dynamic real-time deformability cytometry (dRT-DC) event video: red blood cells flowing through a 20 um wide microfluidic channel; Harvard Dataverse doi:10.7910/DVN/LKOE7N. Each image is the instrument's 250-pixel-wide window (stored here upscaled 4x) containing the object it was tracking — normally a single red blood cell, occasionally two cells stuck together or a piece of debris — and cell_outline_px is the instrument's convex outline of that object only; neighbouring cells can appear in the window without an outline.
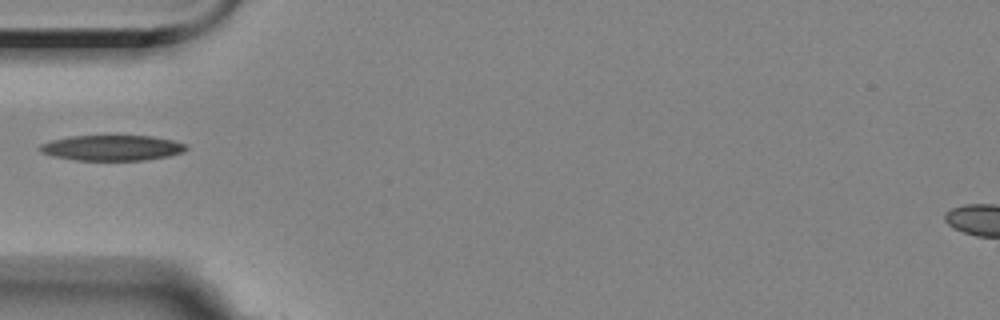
{"species": "Egyptian fruit bat (a non-hibernating species)", "species_latin": "Rousettus aegyptiacus", "temperature_condition": "room temperature", "stored_images_in_passage": 1, "camera_frame_rate_fps": 3000, "um_per_image_px": 0.085, "animal": {"sex": "female"}, "frame": {"image": 1, "passage_image": 1, "time_ms": 0.0, "image_size_px": [1000, 320], "cell_outline_px": [[188, 148], [184, 152], [168, 156], [144, 160], [76, 160], [52, 156], [40, 152], [40, 144], [52, 140], [68, 136], [152, 136], [172, 140], [188, 144]], "centroid_in_image_um": [9.54, 12.56], "position_along_channel_um": 75.5, "area_um2": 21.73}}